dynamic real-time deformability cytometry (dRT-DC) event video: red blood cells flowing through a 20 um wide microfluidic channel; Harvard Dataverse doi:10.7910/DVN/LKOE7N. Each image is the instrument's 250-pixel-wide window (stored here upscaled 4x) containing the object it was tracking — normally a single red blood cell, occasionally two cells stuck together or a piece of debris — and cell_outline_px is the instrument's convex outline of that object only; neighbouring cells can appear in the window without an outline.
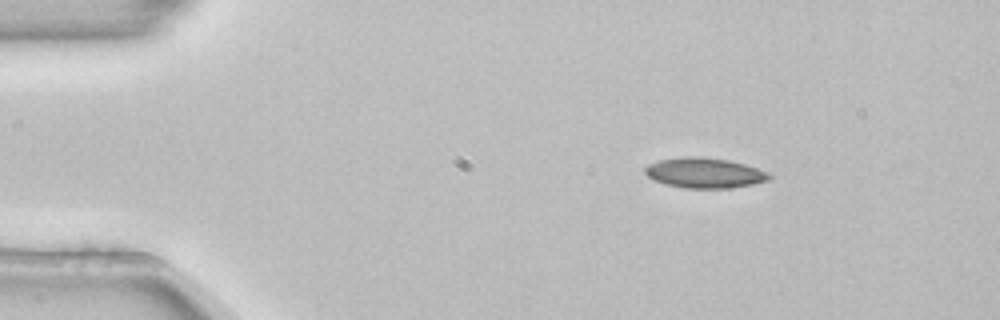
{"species": "common noctule bat (a hibernating species)", "species_latin": "Nyctalus noctula", "temperature_condition": "room temperature", "stored_images_in_passage": 4, "camera_frame_rate_fps": 3000, "um_per_image_px": 0.085, "animal": {"sex": "female", "body_mass_g": 22.7, "forearm_length_mm": 54.2}, "frame": {"image": 1, "passage_image": 1, "time_ms": 0.0, "image_size_px": [1000, 320], "cell_outline_px": [[772, 180], [752, 184], [728, 188], [684, 188], [652, 180], [644, 172], [644, 168], [648, 164], [660, 160], [684, 156], [700, 156], [728, 160], [744, 164], [768, 172], [772, 176]], "centroid_in_image_um": [59.89, 14.69], "position_along_channel_um": 25.1, "area_um2": 21.91}}
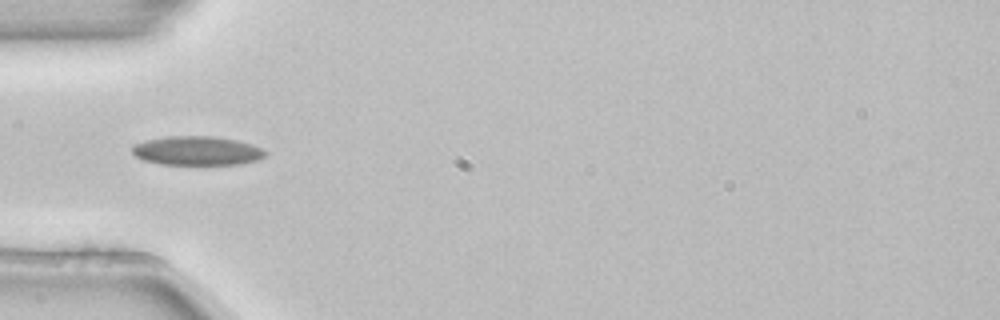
{"frame": {"image": 2, "passage_image": 3, "time_ms": 0.667, "image_size_px": [1000, 320], "cell_outline_px": [[268, 152], [264, 156], [256, 160], [240, 164], [160, 164], [144, 160], [136, 156], [132, 152], [132, 148], [136, 144], [148, 140], [168, 136], [212, 136], [236, 140], [252, 144], [264, 148]], "centroid_in_image_um": [16.79, 12.81], "position_along_channel_um": 68.2, "area_um2": 22.37}}